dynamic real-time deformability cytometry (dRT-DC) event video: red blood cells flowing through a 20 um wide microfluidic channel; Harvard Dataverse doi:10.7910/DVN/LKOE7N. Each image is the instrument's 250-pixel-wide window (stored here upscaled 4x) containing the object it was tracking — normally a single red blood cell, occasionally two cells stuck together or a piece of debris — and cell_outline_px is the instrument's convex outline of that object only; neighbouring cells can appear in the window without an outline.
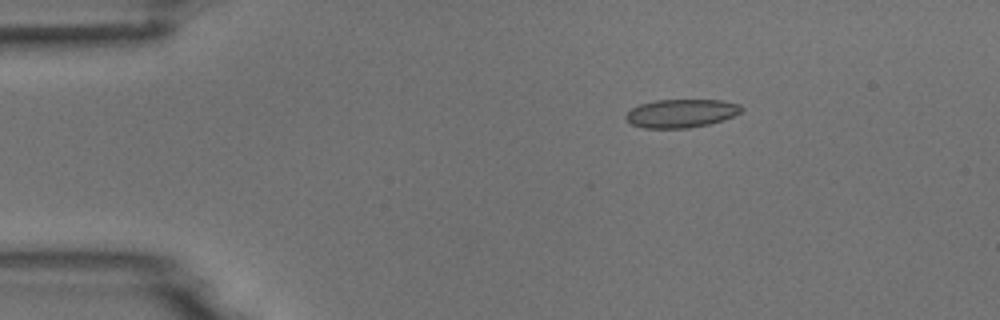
{"species": "common noctule bat (a hibernating species)", "species_latin": "Nyctalus noctula", "temperature_condition": "room temperature", "stored_images_in_passage": 5, "camera_frame_rate_fps": 3000, "um_per_image_px": 0.085, "animal": {"sex": "male", "body_mass_g": 18.8}, "frame": {"image": 1, "passage_image": 3, "time_ms": 0.667, "image_size_px": [1000, 320], "cell_outline_px": [[744, 108], [740, 112], [732, 116], [708, 124], [688, 128], [644, 128], [632, 124], [624, 116], [632, 108], [640, 104], [656, 100], [720, 100], [740, 104]], "centroid_in_image_um": [57.89, 9.63], "position_along_channel_um": 27.1, "area_um2": 18.9}}
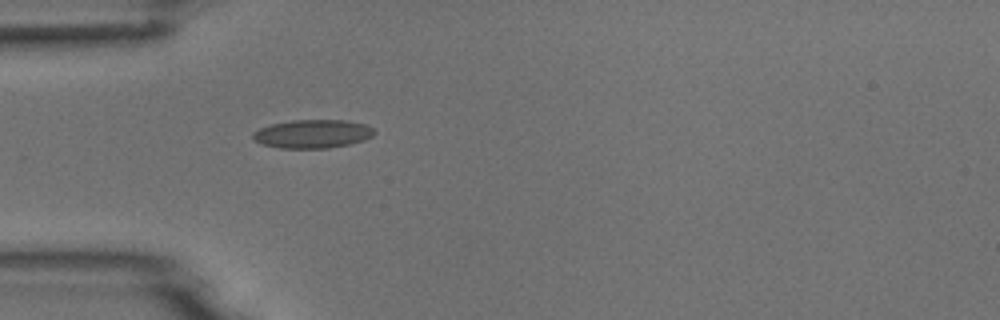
{"frame": {"image": 2, "passage_image": 5, "time_ms": 1.333, "image_size_px": [1000, 320], "cell_outline_px": [[376, 132], [372, 136], [364, 140], [348, 144], [328, 148], [280, 148], [260, 144], [252, 140], [252, 132], [260, 128], [272, 124], [292, 120], [344, 120], [364, 124], [372, 128]], "centroid_in_image_um": [26.53, 11.38], "position_along_channel_um": 58.5, "area_um2": 20.17}}